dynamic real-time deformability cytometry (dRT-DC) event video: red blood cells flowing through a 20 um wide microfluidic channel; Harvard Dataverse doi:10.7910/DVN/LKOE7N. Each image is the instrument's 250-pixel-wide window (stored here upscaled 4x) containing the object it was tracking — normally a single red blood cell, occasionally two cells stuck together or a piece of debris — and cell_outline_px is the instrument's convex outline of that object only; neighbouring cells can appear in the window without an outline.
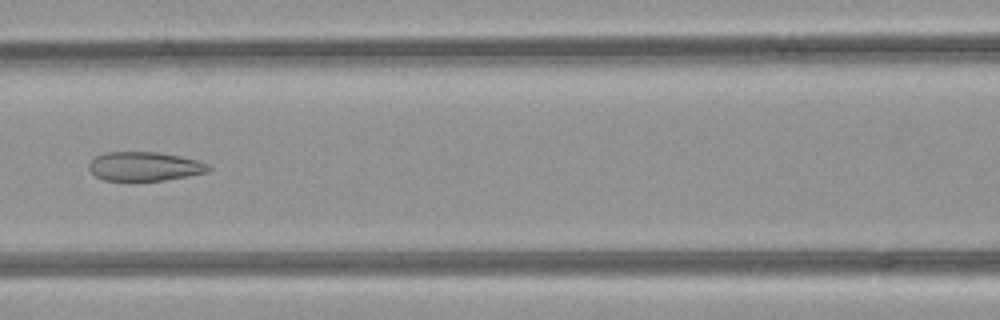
{"species": "common noctule bat (a hibernating species)", "species_latin": "Nyctalus noctula", "temperature_condition": "room temperature", "stored_images_in_passage": 49, "camera_frame_rate_fps": 3000, "um_per_image_px": 0.085, "animal": {"sex": "female", "body_mass_g": 21.9}, "frame": {"image": 1, "passage_image": 21, "time_ms": 6.667, "image_size_px": [1000, 320], "cell_outline_px": [[212, 168], [208, 172], [188, 176], [164, 180], [104, 180], [96, 176], [88, 168], [88, 164], [96, 156], [104, 152], [156, 152], [180, 156], [200, 160], [212, 164]], "centroid_in_image_um": [12.35, 14.13], "position_along_channel_um": 154.3, "area_um2": 20.35}}
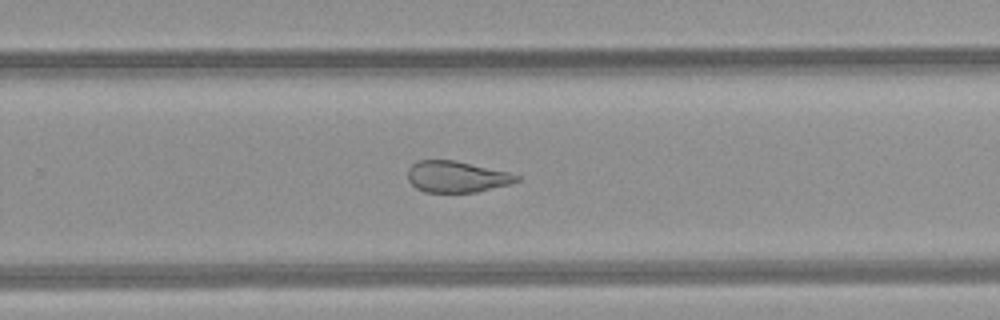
{"frame": {"image": 2, "passage_image": 31, "time_ms": 10.0, "image_size_px": [1000, 320], "cell_outline_px": [[520, 180], [512, 184], [476, 192], [424, 192], [416, 188], [408, 180], [408, 168], [412, 164], [420, 160], [456, 160], [508, 172], [520, 176]], "centroid_in_image_um": [38.83, 15.02], "position_along_channel_um": 291.0, "area_um2": 19.94}}
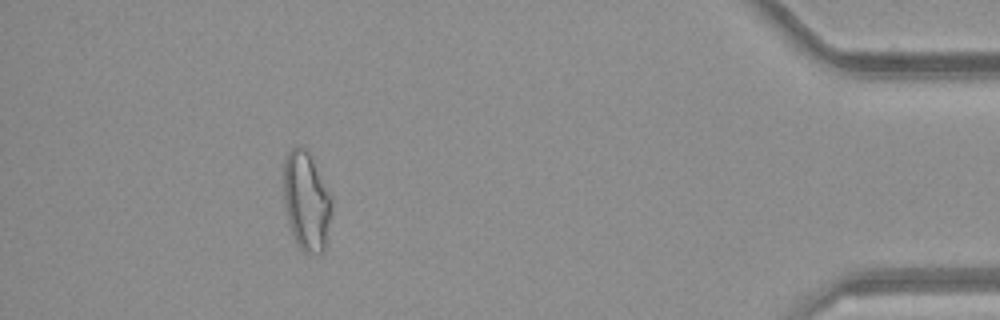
{"frame": {"image": 3, "passage_image": 44, "time_ms": 14.333, "image_size_px": [1000, 320], "cell_outline_px": [[332, 212], [324, 248], [320, 252], [304, 252], [296, 244], [292, 236], [284, 208], [284, 160], [288, 152], [292, 148], [300, 144], [312, 156], [332, 196]], "centroid_in_image_um": [26.04, 17.06], "position_along_channel_um": 409.2, "area_um2": 28.03}, "authors_computed_cell_mechanics": {"area_um2": 25.6632, "velocity_mm_per_s": 4.1157, "shape_relaxation_time_tau1_ms": null, "shape_relaxation_time_tau2_ms": 1.8435, "deformation_change_tau1": null, "deformation_change_tau2": 0.0814}}